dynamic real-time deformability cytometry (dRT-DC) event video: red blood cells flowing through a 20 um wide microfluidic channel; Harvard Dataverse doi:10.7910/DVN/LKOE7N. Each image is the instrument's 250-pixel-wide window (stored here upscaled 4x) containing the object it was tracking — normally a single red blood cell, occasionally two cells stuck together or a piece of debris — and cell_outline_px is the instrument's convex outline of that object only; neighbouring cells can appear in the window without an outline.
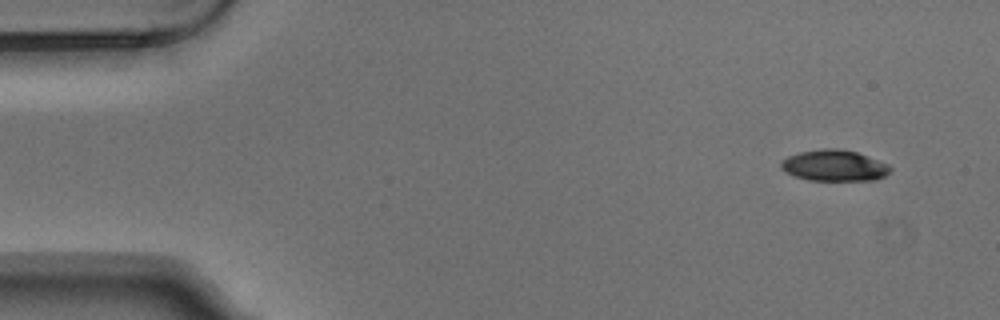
{"species": "Egyptian fruit bat (a non-hibernating species)", "species_latin": "Rousettus aegyptiacus", "temperature_condition": "warm", "stored_images_in_passage": 3, "camera_frame_rate_fps": 3000, "um_per_image_px": 0.085, "animal": {"sex": "male"}, "frame": {"image": 1, "passage_image": 1, "time_ms": 0.0, "image_size_px": [1000, 320], "cell_outline_px": [[892, 168], [884, 176], [876, 180], [808, 180], [796, 176], [780, 168], [780, 164], [788, 156], [800, 152], [820, 148], [836, 148], [856, 152], [888, 164]], "centroid_in_image_um": [70.92, 14.07], "position_along_channel_um": 14.1, "area_um2": 19.59}}
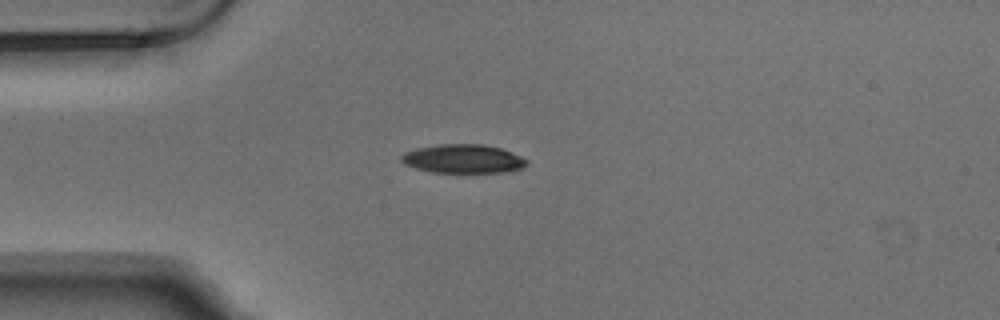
{"frame": {"image": 2, "passage_image": 3, "time_ms": 0.667, "image_size_px": [1000, 320], "cell_outline_px": [[528, 164], [520, 168], [504, 172], [432, 172], [416, 168], [404, 164], [400, 160], [400, 156], [404, 152], [416, 148], [440, 144], [484, 144], [500, 148], [512, 152], [528, 160]], "centroid_in_image_um": [39.34, 13.49], "position_along_channel_um": 45.7, "area_um2": 20.98}}